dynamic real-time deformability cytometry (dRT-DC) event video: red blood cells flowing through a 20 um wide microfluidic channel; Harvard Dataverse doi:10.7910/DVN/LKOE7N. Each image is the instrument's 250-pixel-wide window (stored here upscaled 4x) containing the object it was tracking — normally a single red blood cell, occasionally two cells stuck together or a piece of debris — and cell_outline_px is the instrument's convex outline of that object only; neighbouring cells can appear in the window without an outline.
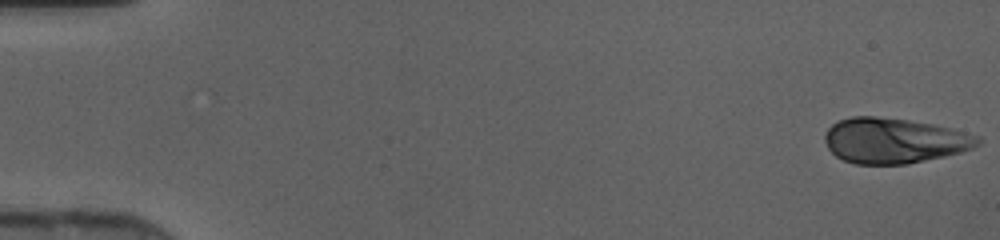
{"species": "human", "species_latin": "Homo sapiens", "temperature_condition": "cold", "stored_images_in_passage": 46, "camera_frame_rate_fps": 3000, "um_per_image_px": 0.085, "donor": {"sex": "female"}, "frame": {"image": 1, "passage_image": 1, "time_ms": 0.0, "image_size_px": [1000, 240], "cell_outline_px": [[984, 140], [980, 144], [972, 148], [960, 152], [944, 156], [908, 164], [856, 164], [844, 160], [836, 156], [828, 148], [824, 140], [824, 136], [828, 128], [832, 124], [840, 120], [852, 116], [872, 116], [908, 120], [932, 124], [952, 128], [980, 136]], "centroid_in_image_um": [76.02, 11.95], "position_along_channel_um": 9.0, "area_um2": 40.46}}
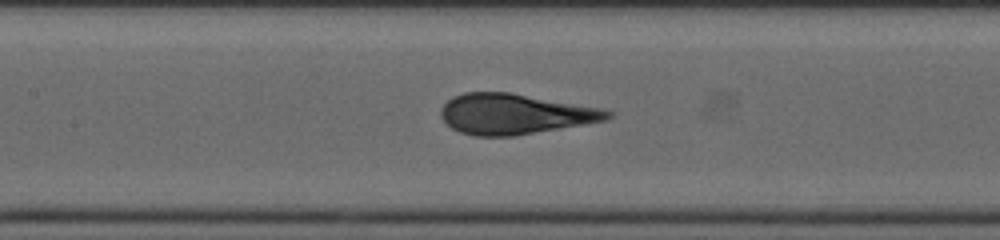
{"frame": {"image": 2, "passage_image": 22, "time_ms": 7.0, "image_size_px": [1000, 240], "cell_outline_px": [[616, 112], [608, 120], [516, 136], [472, 136], [460, 132], [452, 128], [440, 116], [440, 108], [452, 96], [464, 92], [512, 92], [604, 108]], "centroid_in_image_um": [43.8, 9.68], "position_along_channel_um": 163.6, "area_um2": 39.82}}
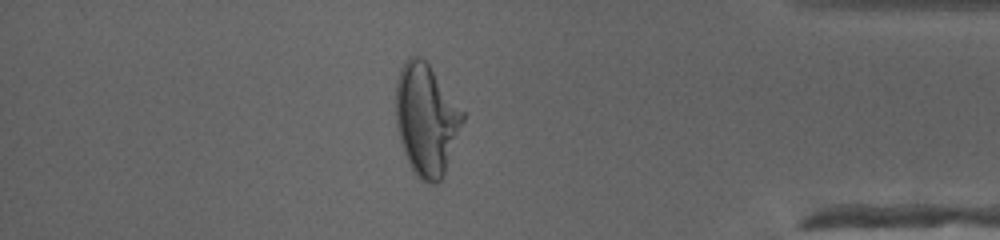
{"frame": {"image": 3, "passage_image": 40, "time_ms": 13.0, "image_size_px": [1000, 240], "cell_outline_px": [[464, 120], [444, 172], [440, 180], [432, 184], [420, 180], [412, 172], [400, 144], [396, 128], [396, 80], [400, 68], [404, 60], [408, 56], [420, 56], [428, 64], [464, 112]], "centroid_in_image_um": [36.19, 10.15], "position_along_channel_um": 399.0, "area_um2": 43.41}}